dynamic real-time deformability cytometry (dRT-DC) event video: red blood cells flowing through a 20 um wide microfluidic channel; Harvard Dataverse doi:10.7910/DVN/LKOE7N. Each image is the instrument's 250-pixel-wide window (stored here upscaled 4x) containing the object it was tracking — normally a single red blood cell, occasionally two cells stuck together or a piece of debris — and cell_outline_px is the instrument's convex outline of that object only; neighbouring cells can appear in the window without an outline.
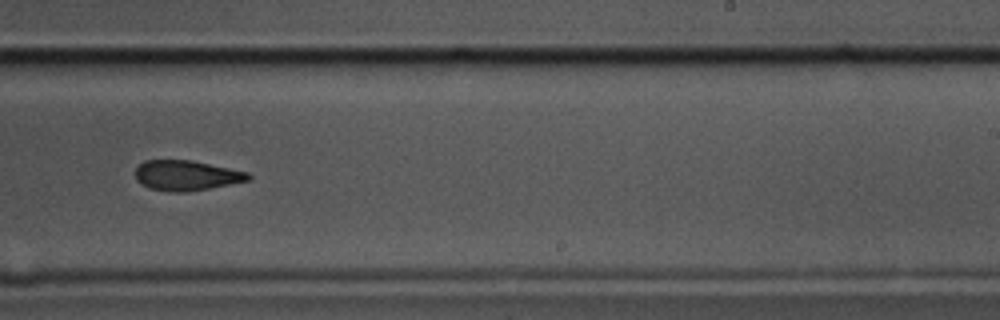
{"species": "common noctule bat (a hibernating species)", "species_latin": "Nyctalus noctula", "temperature_condition": "cold", "stored_images_in_passage": 40, "camera_frame_rate_fps": 3000, "um_per_image_px": 0.085, "animal": {"sex": "male", "body_mass_g": 17.5, "forearm_length_mm": 52.3}, "frame": {"image": 1, "passage_image": 18, "time_ms": 5.667, "image_size_px": [1000, 320], "cell_outline_px": [[252, 176], [248, 180], [208, 188], [184, 192], [168, 192], [148, 188], [136, 180], [136, 168], [144, 160], [192, 160], [248, 172]], "centroid_in_image_um": [15.81, 14.91], "position_along_channel_um": 273.2, "area_um2": 19.71}}